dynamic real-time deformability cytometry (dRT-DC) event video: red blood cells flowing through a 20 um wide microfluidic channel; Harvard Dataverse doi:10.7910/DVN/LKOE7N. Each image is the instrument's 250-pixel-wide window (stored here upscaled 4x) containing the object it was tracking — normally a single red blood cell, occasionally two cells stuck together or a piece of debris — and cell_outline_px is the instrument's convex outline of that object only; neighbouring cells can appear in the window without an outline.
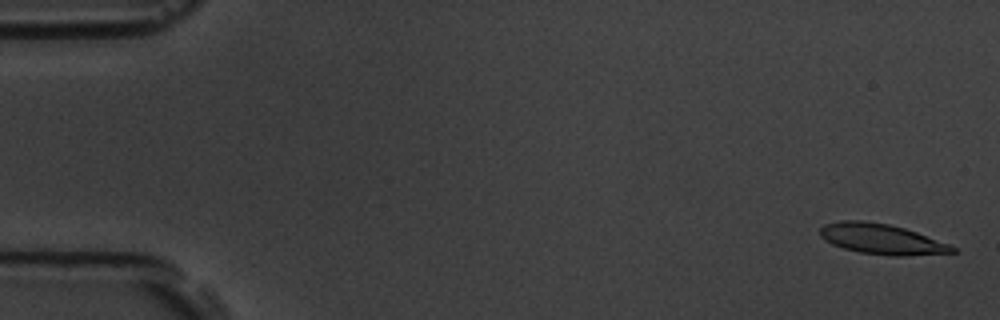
{"species": "common noctule bat (a hibernating species)", "species_latin": "Nyctalus noctula", "temperature_condition": "room temperature", "stored_images_in_passage": 7, "camera_frame_rate_fps": 3000, "um_per_image_px": 0.085, "animal": {"sex": "male", "body_mass_g": 19.5, "forearm_length_mm": 54.6}, "frame": {"image": 1, "passage_image": 1, "time_ms": 0.0, "image_size_px": [1000, 320], "cell_outline_px": [[956, 252], [904, 256], [892, 256], [860, 252], [844, 248], [832, 244], [824, 240], [820, 236], [820, 228], [824, 224], [840, 220], [860, 220], [888, 224], [904, 228], [916, 232], [948, 244], [956, 248]], "centroid_in_image_um": [74.89, 20.31], "position_along_channel_um": 10.1, "area_um2": 23.24}}
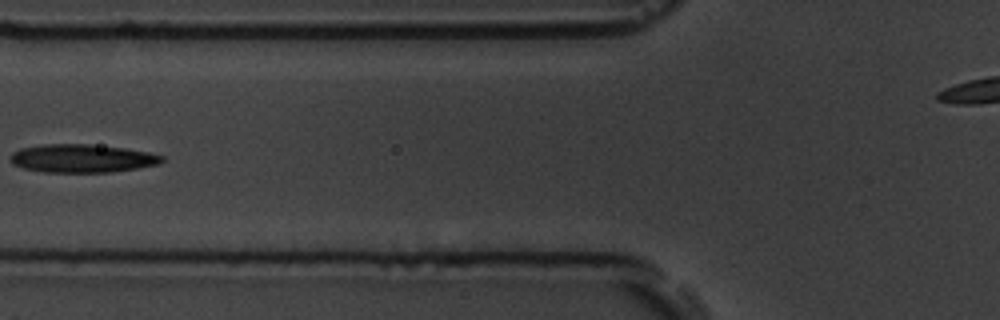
{"frame": {"image": 2, "passage_image": 7, "time_ms": 7.0, "image_size_px": [1000, 320], "cell_outline_px": [[164, 160], [160, 164], [140, 168], [112, 172], [44, 172], [24, 168], [12, 164], [12, 152], [20, 148], [44, 144], [88, 144], [124, 148], [148, 152], [164, 156]], "centroid_in_image_um": [7.01, 13.46], "position_along_channel_um": 118.8, "area_um2": 24.97}}